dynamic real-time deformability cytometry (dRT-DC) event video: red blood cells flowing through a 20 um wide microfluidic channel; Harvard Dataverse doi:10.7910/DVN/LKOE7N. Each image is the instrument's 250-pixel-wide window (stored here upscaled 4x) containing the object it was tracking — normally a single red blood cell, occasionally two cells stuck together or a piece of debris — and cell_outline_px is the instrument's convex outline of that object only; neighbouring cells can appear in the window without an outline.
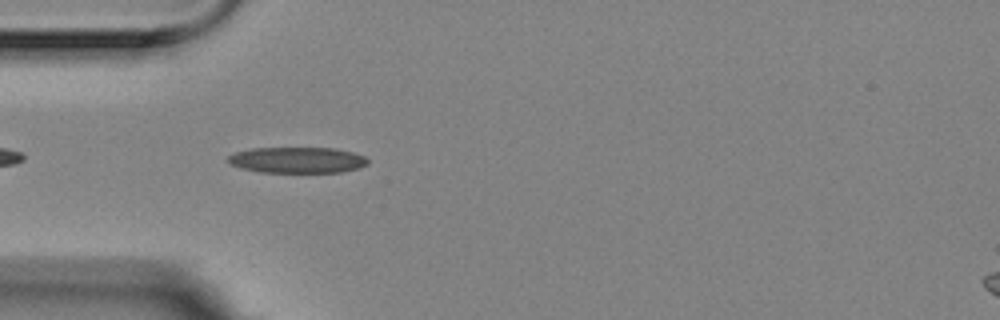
{"species": "Egyptian fruit bat (a non-hibernating species)", "species_latin": "Rousettus aegyptiacus", "temperature_condition": "room temperature", "stored_images_in_passage": 43, "camera_frame_rate_fps": 3000, "um_per_image_px": 0.085, "animal": {"sex": "female"}, "frame": {"image": 1, "passage_image": 3, "time_ms": 0.667, "image_size_px": [1000, 320], "cell_outline_px": [[368, 164], [356, 168], [340, 172], [260, 172], [240, 168], [232, 164], [228, 160], [228, 156], [236, 152], [252, 148], [336, 148], [352, 152], [364, 156], [368, 160]], "centroid_in_image_um": [25.27, 13.6], "position_along_channel_um": 59.7, "area_um2": 20.98}}
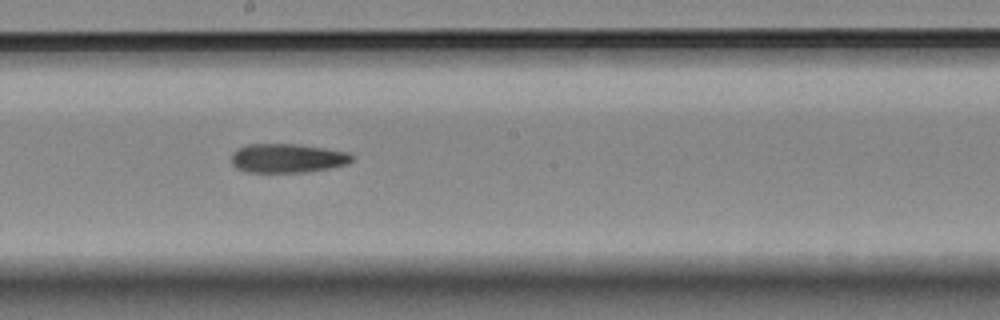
{"frame": {"image": 2, "passage_image": 17, "time_ms": 5.333, "image_size_px": [1000, 320], "cell_outline_px": [[352, 160], [348, 164], [308, 172], [244, 172], [236, 168], [232, 164], [232, 152], [248, 144], [296, 144], [324, 148], [348, 152], [352, 156]], "centroid_in_image_um": [24.41, 13.45], "position_along_channel_um": 223.8, "area_um2": 20.35}}
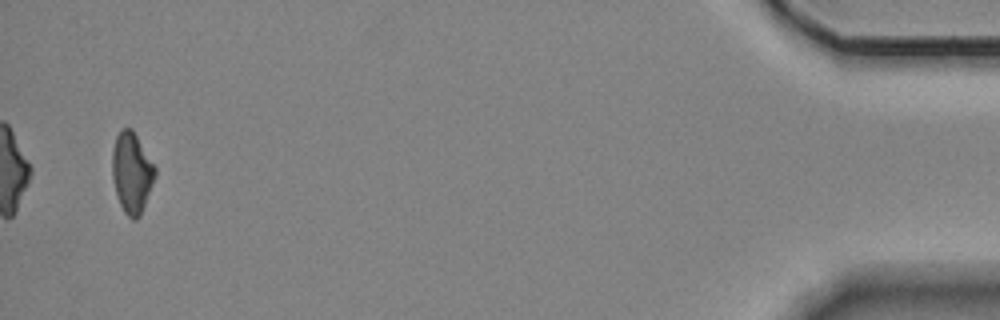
{"frame": {"image": 3, "passage_image": 41, "time_ms": 13.333, "image_size_px": [1000, 320], "cell_outline_px": [[156, 176], [140, 216], [136, 220], [132, 220], [124, 212], [120, 204], [112, 180], [112, 148], [116, 136], [124, 128], [132, 128], [156, 168]], "centroid_in_image_um": [11.2, 14.69], "position_along_channel_um": 424.0, "area_um2": 20.11}, "authors_computed_cell_mechanics": {"area_um2": 20.4612, "velocity_mm_per_s": 3.5357, "shape_relaxation_time_tau1_ms": null, "shape_relaxation_time_tau2_ms": 3.8985, "deformation_change_tau1": null, "deformation_change_tau2": 0.1374}}